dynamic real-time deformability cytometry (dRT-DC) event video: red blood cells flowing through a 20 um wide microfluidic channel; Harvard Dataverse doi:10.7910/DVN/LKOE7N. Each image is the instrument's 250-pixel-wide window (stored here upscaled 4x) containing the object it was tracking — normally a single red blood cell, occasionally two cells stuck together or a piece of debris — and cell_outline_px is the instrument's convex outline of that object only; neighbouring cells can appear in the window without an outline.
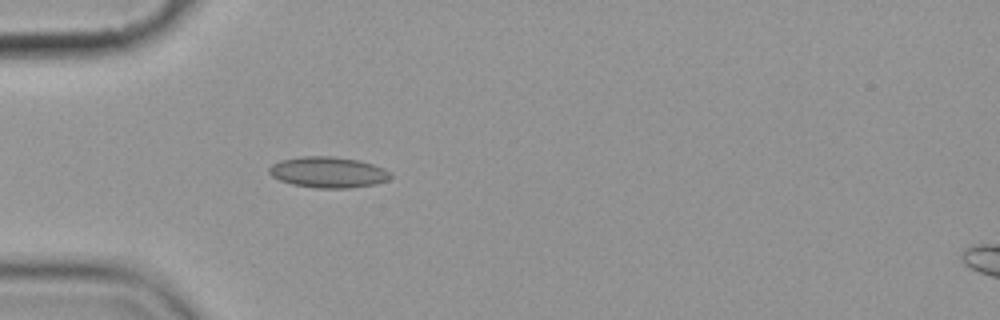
{"species": "common noctule bat (a hibernating species)", "species_latin": "Nyctalus noctula", "temperature_condition": "cold", "stored_images_in_passage": 1, "camera_frame_rate_fps": 3000, "um_per_image_px": 0.085, "animal": {"sex": "female", "body_mass_g": 19.9}, "frame": {"image": 1, "passage_image": 1, "time_ms": 0.0, "image_size_px": [1000, 320], "cell_outline_px": [[392, 176], [388, 180], [376, 184], [352, 188], [316, 188], [292, 184], [280, 180], [272, 176], [268, 172], [268, 168], [272, 164], [280, 160], [300, 156], [332, 156], [360, 160], [384, 168], [392, 172]], "centroid_in_image_um": [27.91, 14.64], "position_along_channel_um": 57.1, "area_um2": 22.14}}